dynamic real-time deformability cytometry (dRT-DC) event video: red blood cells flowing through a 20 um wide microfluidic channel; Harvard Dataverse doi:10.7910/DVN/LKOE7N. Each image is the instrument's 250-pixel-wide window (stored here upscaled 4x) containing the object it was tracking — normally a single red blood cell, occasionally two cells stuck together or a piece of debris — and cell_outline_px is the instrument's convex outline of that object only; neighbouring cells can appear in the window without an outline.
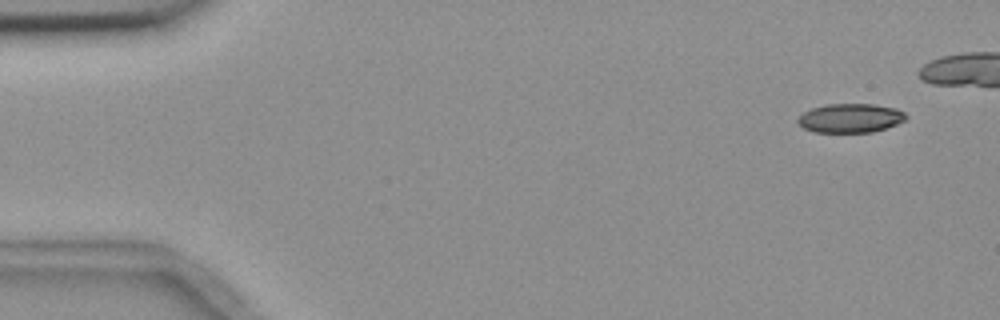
{"species": "common noctule bat (a hibernating species)", "species_latin": "Nyctalus noctula", "temperature_condition": "room temperature", "stored_images_in_passage": 10, "camera_frame_rate_fps": 3000, "um_per_image_px": 0.085, "animal": {"sex": "female", "body_mass_g": 18.4}, "frame": {"image": 1, "passage_image": 1, "time_ms": 0.0, "image_size_px": [1000, 320], "cell_outline_px": [[908, 116], [904, 120], [896, 124], [872, 132], [812, 132], [804, 128], [796, 120], [804, 112], [812, 108], [824, 104], [872, 104], [896, 108], [904, 112]], "centroid_in_image_um": [72.27, 10.03], "position_along_channel_um": 12.7, "area_um2": 18.21}}
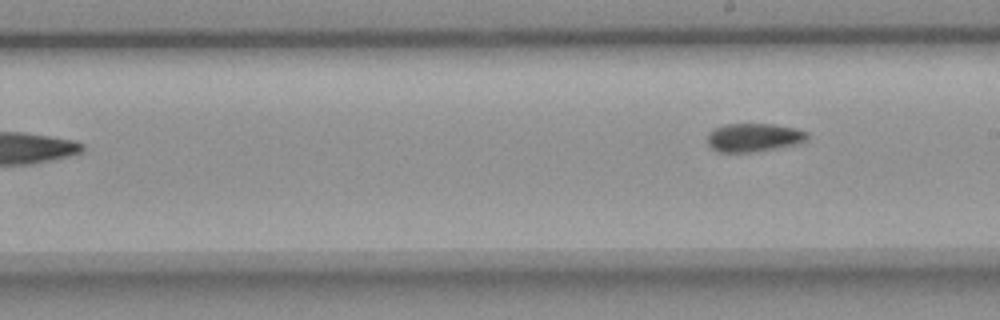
{"frame": {"image": 2, "passage_image": 10, "time_ms": 10.667, "image_size_px": [1000, 320], "cell_outline_px": [[808, 136], [804, 140], [796, 144], [748, 152], [720, 152], [712, 148], [708, 144], [708, 132], [712, 128], [724, 124], [772, 124], [796, 128], [808, 132]], "centroid_in_image_um": [64.02, 11.66], "position_along_channel_um": 225.0, "area_um2": 16.36}}